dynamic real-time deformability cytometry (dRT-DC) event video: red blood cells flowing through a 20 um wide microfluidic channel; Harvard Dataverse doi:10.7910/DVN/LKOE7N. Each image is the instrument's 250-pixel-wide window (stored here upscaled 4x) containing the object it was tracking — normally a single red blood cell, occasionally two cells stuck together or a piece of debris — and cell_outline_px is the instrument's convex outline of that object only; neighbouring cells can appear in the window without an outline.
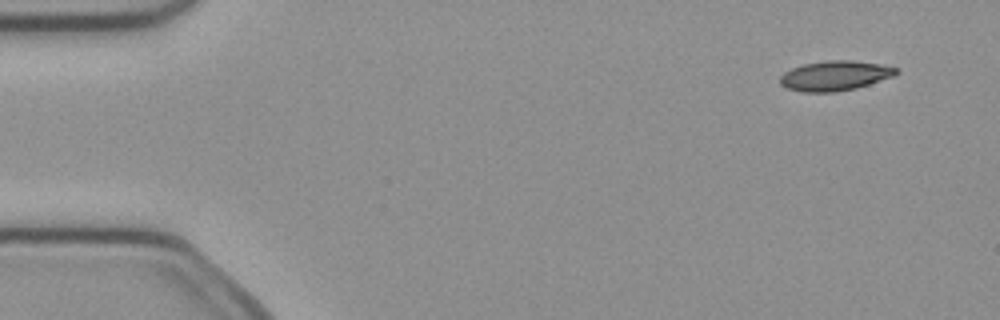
{"species": "common noctule bat (a hibernating species)", "species_latin": "Nyctalus noctula", "temperature_condition": "cold", "stored_images_in_passage": 3, "camera_frame_rate_fps": 3000, "um_per_image_px": 0.085, "animal": {"sex": "female", "body_mass_g": 21.9}, "frame": {"image": 1, "passage_image": 1, "time_ms": 0.0, "image_size_px": [1000, 320], "cell_outline_px": [[900, 72], [896, 76], [856, 88], [836, 92], [804, 92], [788, 88], [780, 84], [780, 76], [784, 72], [792, 68], [804, 64], [828, 60], [852, 60], [880, 64], [900, 68]], "centroid_in_image_um": [71.03, 6.43], "position_along_channel_um": 14.0, "area_um2": 20.35}}